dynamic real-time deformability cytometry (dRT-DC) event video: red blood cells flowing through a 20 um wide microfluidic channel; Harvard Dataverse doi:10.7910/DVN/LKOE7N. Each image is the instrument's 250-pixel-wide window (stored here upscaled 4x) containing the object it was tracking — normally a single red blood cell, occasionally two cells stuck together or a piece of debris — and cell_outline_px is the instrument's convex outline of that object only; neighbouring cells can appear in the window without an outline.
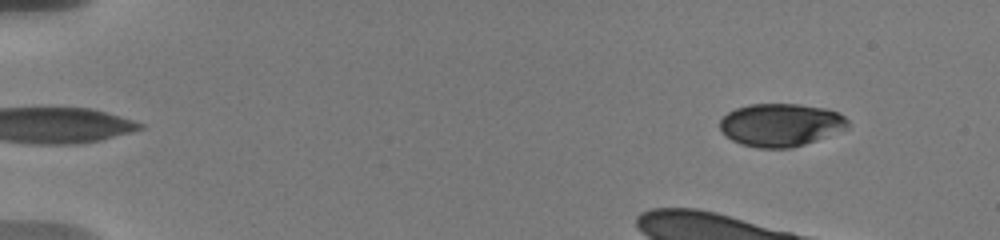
{"species": "human", "species_latin": "Homo sapiens", "temperature_condition": "warm", "stored_images_in_passage": 9, "segment_of_instrument_passage": [2, 2], "camera_frame_rate_fps": 3000, "um_per_image_px": 0.085, "donor": {"sex": "male"}, "frame": {"image": 1, "passage_image": 9, "time_ms": 7.0, "image_size_px": [1000, 240], "cell_outline_px": [[848, 128], [816, 140], [792, 148], [756, 148], [740, 144], [732, 140], [720, 128], [720, 120], [728, 112], [736, 108], [752, 104], [800, 104], [828, 108], [844, 116], [848, 120]], "centroid_in_image_um": [66.37, 10.61], "position_along_channel_um": 18.6, "area_um2": 31.96}}